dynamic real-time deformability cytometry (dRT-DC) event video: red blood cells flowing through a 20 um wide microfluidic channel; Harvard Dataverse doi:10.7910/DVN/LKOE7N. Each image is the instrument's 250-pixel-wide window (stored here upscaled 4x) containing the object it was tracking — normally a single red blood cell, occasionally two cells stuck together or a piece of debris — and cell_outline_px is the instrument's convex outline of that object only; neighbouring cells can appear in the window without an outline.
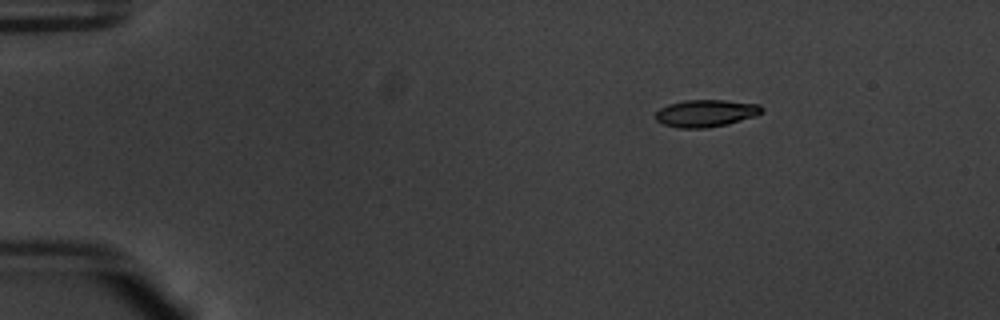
{"species": "common noctule bat (a hibernating species)", "species_latin": "Nyctalus noctula", "temperature_condition": "warm", "stored_images_in_passage": 47, "camera_frame_rate_fps": 3000, "um_per_image_px": 0.085, "animal": {"sex": "male", "body_mass_g": 20.1, "forearm_length_mm": 53.5}, "frame": {"image": 1, "passage_image": 1, "time_ms": 0.0, "image_size_px": [1000, 320], "cell_outline_px": [[764, 112], [756, 116], [728, 124], [708, 128], [676, 128], [664, 124], [656, 120], [652, 116], [660, 108], [668, 104], [684, 100], [724, 100], [760, 104], [764, 108]], "centroid_in_image_um": [60.0, 9.63], "position_along_channel_um": 25.0, "area_um2": 17.17}}
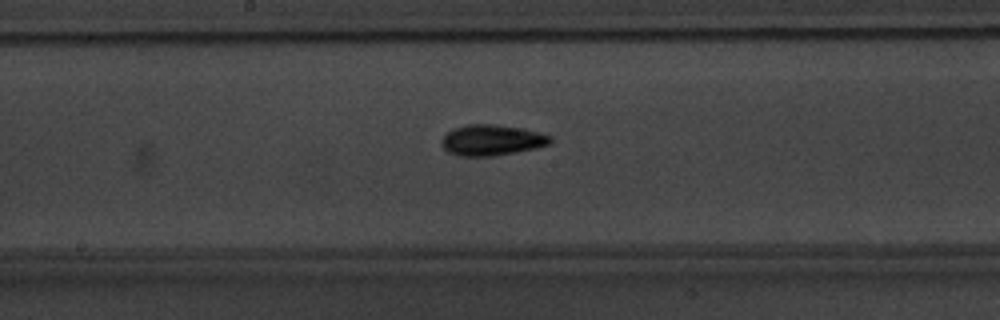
{"frame": {"image": 2, "passage_image": 22, "time_ms": 7.0, "image_size_px": [1000, 320], "cell_outline_px": [[552, 144], [536, 148], [516, 152], [492, 156], [460, 156], [448, 152], [440, 144], [440, 140], [452, 128], [468, 124], [492, 124], [520, 128], [540, 132], [552, 136]], "centroid_in_image_um": [41.81, 11.91], "position_along_channel_um": 206.4, "area_um2": 19.65}}
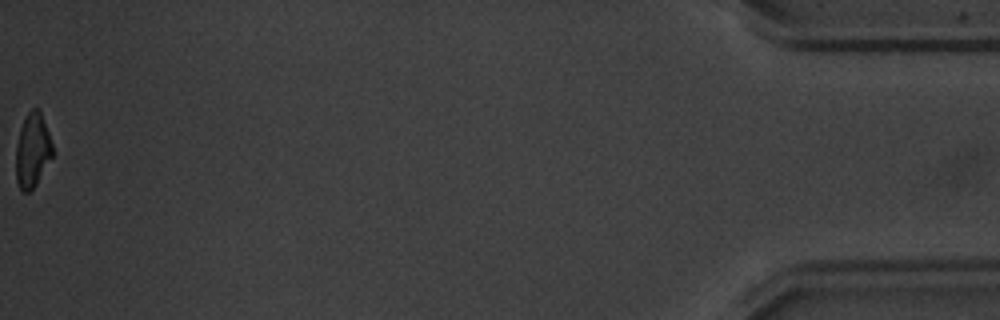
{"frame": {"image": 3, "passage_image": 47, "time_ms": 15.333, "image_size_px": [1000, 320], "cell_outline_px": [[52, 156], [36, 184], [28, 192], [20, 192], [16, 180], [16, 148], [20, 128], [28, 112], [32, 108], [36, 108], [40, 112], [48, 132], [52, 144]], "centroid_in_image_um": [2.74, 12.81], "position_along_channel_um": 432.5, "area_um2": 15.55}, "authors_computed_cell_mechanics": {"area_um2": 17.5712, "velocity_mm_per_s": 3.8074, "shape_relaxation_time_tau1_ms": 3.1886, "shape_relaxation_time_tau2_ms": 5.9913, "deformation_change_tau1": 0.143, "deformation_change_tau2": 0.1301}}